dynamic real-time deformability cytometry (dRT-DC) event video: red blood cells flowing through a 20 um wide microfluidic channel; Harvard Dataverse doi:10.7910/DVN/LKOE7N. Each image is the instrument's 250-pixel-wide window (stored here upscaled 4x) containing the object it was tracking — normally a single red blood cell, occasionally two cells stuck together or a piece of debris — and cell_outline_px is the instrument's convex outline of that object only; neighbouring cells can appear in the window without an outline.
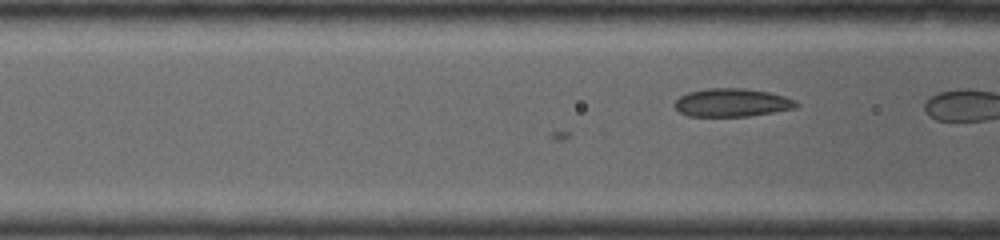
{"species": "common noctule bat (a hibernating species)", "species_latin": "Nyctalus noctula", "temperature_condition": "warm", "stored_images_in_passage": 10, "camera_frame_rate_fps": 5000, "um_per_image_px": 0.085, "animal": {"sex": "female", "body_mass_g": 19.0, "forearm_length_mm": 53.3}, "frame": {"image": 1, "passage_image": 10, "time_ms": 1.8, "image_size_px": [1000, 240], "cell_outline_px": [[800, 104], [796, 108], [748, 116], [688, 116], [680, 112], [676, 108], [676, 100], [680, 96], [688, 92], [708, 88], [744, 88], [768, 92], [784, 96]], "centroid_in_image_um": [62.21, 8.72], "position_along_channel_um": 104.4, "area_um2": 19.77}}